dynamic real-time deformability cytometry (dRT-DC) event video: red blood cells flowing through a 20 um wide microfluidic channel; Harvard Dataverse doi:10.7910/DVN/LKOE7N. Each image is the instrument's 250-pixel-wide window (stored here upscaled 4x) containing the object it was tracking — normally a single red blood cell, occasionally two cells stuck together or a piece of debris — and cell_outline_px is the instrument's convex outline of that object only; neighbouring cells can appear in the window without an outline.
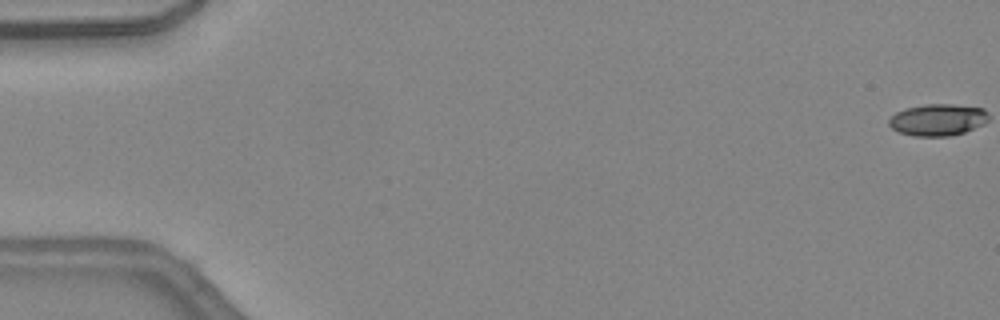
{"species": "common noctule bat (a hibernating species)", "species_latin": "Nyctalus noctula", "temperature_condition": "warm", "stored_images_in_passage": 46, "camera_frame_rate_fps": 3000, "um_per_image_px": 0.085, "animal": {"sex": "female", "body_mass_g": 24.6, "forearm_length_mm": 56.2}, "frame": {"image": 1, "passage_image": 1, "time_ms": 0.0, "image_size_px": [1000, 320], "cell_outline_px": [[980, 112], [968, 128], [960, 132], [908, 132], [896, 128], [916, 108], [980, 108]], "centroid_in_image_um": [79.84, 10.19], "position_along_channel_um": 5.2, "area_um2": 11.79}}
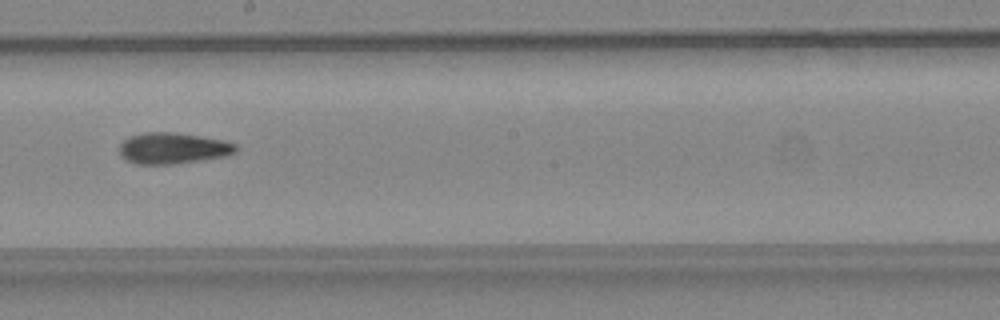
{"frame": {"image": 2, "passage_image": 27, "time_ms": 8.667, "image_size_px": [1000, 320], "cell_outline_px": [[228, 148], [224, 152], [192, 156], [148, 160], [132, 156], [128, 152], [128, 144], [136, 140], [200, 140], [224, 144]], "centroid_in_image_um": [14.7, 12.64], "position_along_channel_um": 233.5, "area_um2": 11.1}}
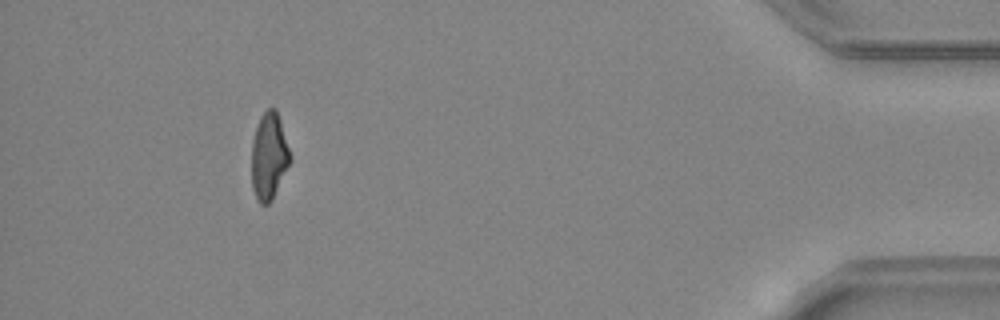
{"frame": {"image": 3, "passage_image": 43, "time_ms": 14.0, "image_size_px": [1000, 320], "cell_outline_px": [[288, 160], [268, 200], [264, 200], [260, 196], [256, 188], [252, 168], [256, 136], [260, 124], [268, 112], [272, 112], [276, 116], [288, 152]], "centroid_in_image_um": [22.85, 13.25], "position_along_channel_um": 412.3, "area_um2": 15.09}}